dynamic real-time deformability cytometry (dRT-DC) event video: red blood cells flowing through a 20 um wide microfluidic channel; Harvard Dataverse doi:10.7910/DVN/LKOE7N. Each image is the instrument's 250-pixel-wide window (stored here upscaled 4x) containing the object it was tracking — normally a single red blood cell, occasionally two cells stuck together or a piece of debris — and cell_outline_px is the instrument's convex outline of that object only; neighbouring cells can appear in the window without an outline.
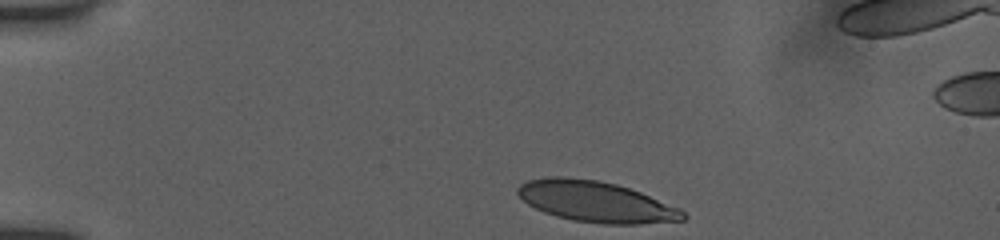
{"species": "human", "species_latin": "Homo sapiens", "temperature_condition": "room temperature", "stored_images_in_passage": 7, "camera_frame_rate_fps": 3000, "um_per_image_px": 0.085, "donor": {"sex": "female"}, "frame": {"image": 1, "passage_image": 1, "time_ms": 0.0, "image_size_px": [1000, 240], "cell_outline_px": [[688, 216], [684, 220], [640, 224], [604, 224], [572, 220], [556, 216], [544, 212], [528, 204], [516, 192], [516, 188], [520, 184], [528, 180], [552, 176], [564, 176], [596, 180], [616, 184], [640, 192], [680, 208]], "centroid_in_image_um": [50.65, 17.14], "position_along_channel_um": 34.3, "area_um2": 39.3}}
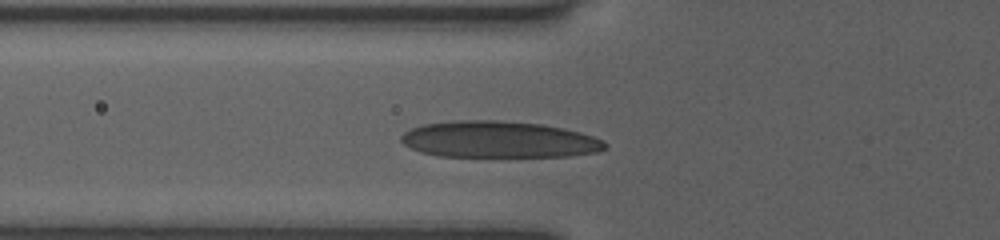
{"frame": {"image": 2, "passage_image": 5, "time_ms": 1.333, "image_size_px": [1000, 240], "cell_outline_px": [[608, 144], [604, 148], [596, 152], [568, 156], [440, 156], [420, 152], [404, 144], [400, 140], [400, 136], [404, 132], [412, 128], [424, 124], [456, 120], [500, 120], [540, 124], [564, 128], [580, 132], [604, 140]], "centroid_in_image_um": [42.39, 11.85], "position_along_channel_um": 83.4, "area_um2": 43.29}}
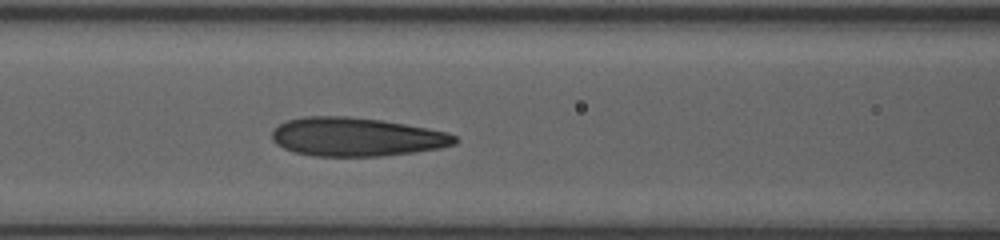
{"frame": {"image": 3, "passage_image": 7, "time_ms": 2.0, "image_size_px": [1000, 240], "cell_outline_px": [[460, 140], [456, 144], [440, 148], [416, 152], [380, 156], [312, 156], [292, 152], [276, 144], [272, 140], [272, 132], [280, 124], [288, 120], [304, 116], [348, 116], [380, 120], [428, 128], [448, 132], [456, 136]], "centroid_in_image_um": [30.31, 11.64], "position_along_channel_um": 136.3, "area_um2": 41.38}}